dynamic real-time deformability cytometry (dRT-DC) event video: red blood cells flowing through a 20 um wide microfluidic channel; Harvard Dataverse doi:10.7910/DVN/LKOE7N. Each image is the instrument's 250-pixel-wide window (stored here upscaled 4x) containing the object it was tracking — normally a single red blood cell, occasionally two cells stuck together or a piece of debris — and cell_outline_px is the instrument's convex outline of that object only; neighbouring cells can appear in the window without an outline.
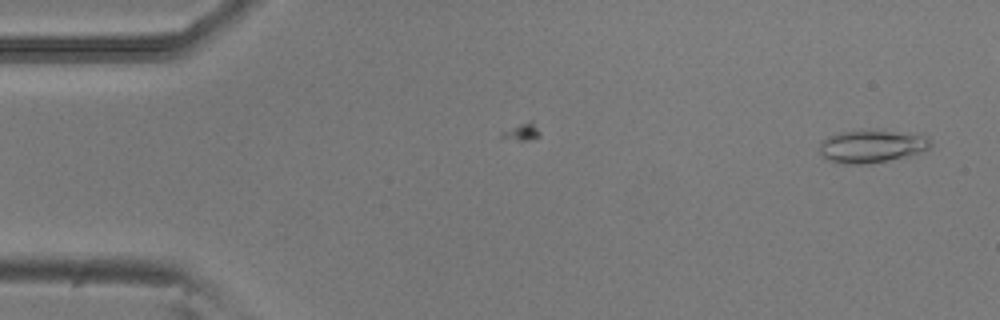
{"species": "common noctule bat (a hibernating species)", "species_latin": "Nyctalus noctula", "temperature_condition": "room temperature", "stored_images_in_passage": 3, "camera_frame_rate_fps": 3000, "um_per_image_px": 0.085, "animal": {"sex": "male", "body_mass_g": 20.5, "forearm_length_mm": 52.5}, "frame": {"image": 1, "passage_image": 3, "time_ms": 0.667, "image_size_px": [1000, 320], "cell_outline_px": [[932, 144], [928, 148], [908, 156], [868, 164], [840, 164], [828, 160], [820, 152], [820, 144], [828, 136], [836, 132], [924, 132], [928, 136]], "centroid_in_image_um": [74.14, 12.45], "position_along_channel_um": 10.9, "area_um2": 20.98}}